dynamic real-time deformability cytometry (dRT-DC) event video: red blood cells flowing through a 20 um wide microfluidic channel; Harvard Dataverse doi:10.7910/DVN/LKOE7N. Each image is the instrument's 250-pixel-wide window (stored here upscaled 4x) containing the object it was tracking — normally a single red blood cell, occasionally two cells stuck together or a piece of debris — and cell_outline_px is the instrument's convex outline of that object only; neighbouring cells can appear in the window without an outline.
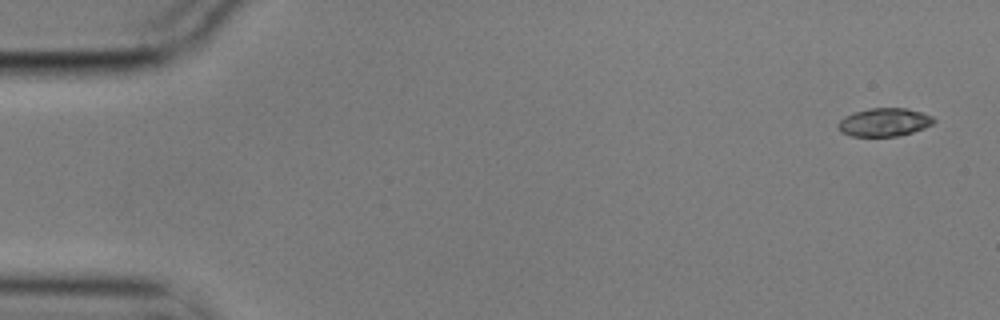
{"species": "common noctule bat (a hibernating species)", "species_latin": "Nyctalus noctula", "temperature_condition": "cold", "stored_images_in_passage": 5, "camera_frame_rate_fps": 3000, "um_per_image_px": 0.085, "animal": {"sex": "male", "body_mass_g": 17.9}, "frame": {"image": 1, "passage_image": 1, "time_ms": 0.0, "image_size_px": [1000, 320], "cell_outline_px": [[936, 120], [932, 124], [924, 128], [912, 132], [896, 136], [852, 136], [840, 132], [836, 128], [836, 124], [844, 116], [868, 108], [904, 108], [920, 112], [932, 116]], "centroid_in_image_um": [75.12, 10.39], "position_along_channel_um": 9.9, "area_um2": 15.72}}
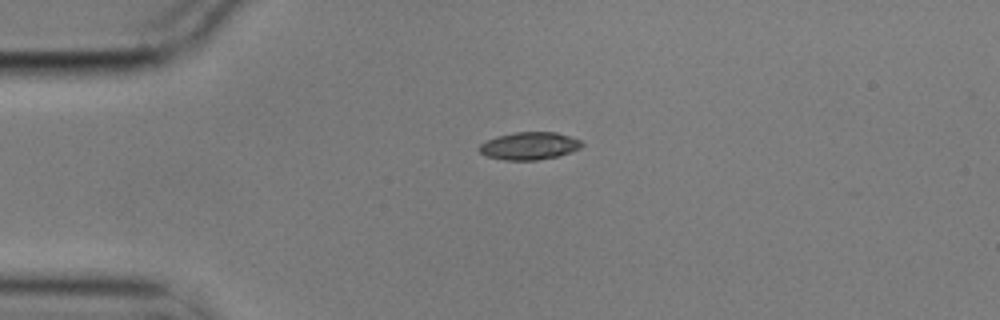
{"frame": {"image": 2, "passage_image": 4, "time_ms": 1.0, "image_size_px": [1000, 320], "cell_outline_px": [[584, 144], [580, 148], [556, 156], [536, 160], [504, 160], [488, 156], [480, 152], [476, 148], [480, 144], [496, 136], [516, 132], [556, 132], [580, 140]], "centroid_in_image_um": [44.96, 12.39], "position_along_channel_um": 40.0, "area_um2": 16.3}}